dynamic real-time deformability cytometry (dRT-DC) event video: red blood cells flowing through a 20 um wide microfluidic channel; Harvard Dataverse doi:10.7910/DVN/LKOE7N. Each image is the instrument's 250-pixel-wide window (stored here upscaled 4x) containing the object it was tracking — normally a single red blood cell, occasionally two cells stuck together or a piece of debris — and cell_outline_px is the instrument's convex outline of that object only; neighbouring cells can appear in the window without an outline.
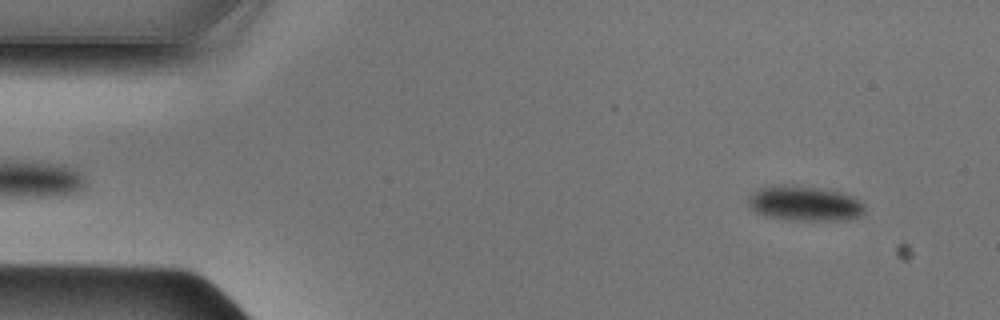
{"species": "Egyptian fruit bat (a non-hibernating species)", "species_latin": "Rousettus aegyptiacus", "temperature_condition": "cold", "stored_images_in_passage": 48, "camera_frame_rate_fps": 3000, "um_per_image_px": 0.085, "animal": {"sex": "male"}, "frame": {"image": 1, "passage_image": 4, "time_ms": 1.0, "image_size_px": [1000, 320], "cell_outline_px": [[864, 212], [860, 216], [844, 220], [788, 220], [764, 216], [756, 212], [748, 204], [748, 196], [752, 192], [760, 188], [772, 184], [792, 184], [820, 188], [840, 192], [852, 196], [860, 200], [864, 204]], "centroid_in_image_um": [68.36, 17.28], "position_along_channel_um": 16.6, "area_um2": 24.1}}
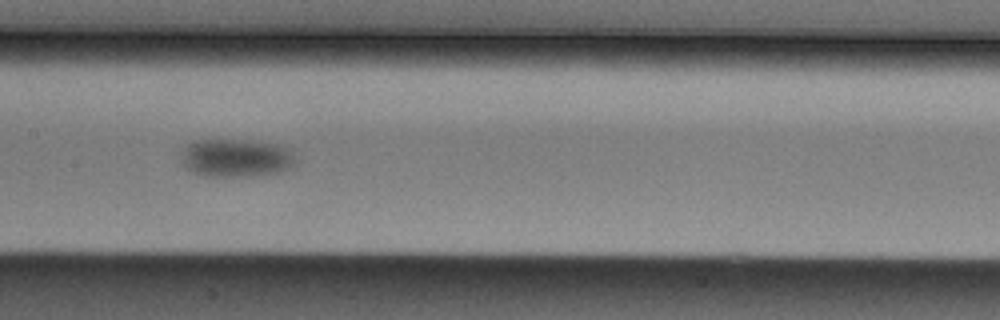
{"frame": {"image": 2, "passage_image": 23, "time_ms": 7.333, "image_size_px": [1000, 320], "cell_outline_px": [[296, 164], [280, 172], [252, 176], [204, 176], [188, 168], [180, 160], [180, 152], [192, 140], [244, 140], [276, 144], [288, 148], [292, 152], [296, 160]], "centroid_in_image_um": [20.06, 13.42], "position_along_channel_um": 187.3, "area_um2": 25.43}}
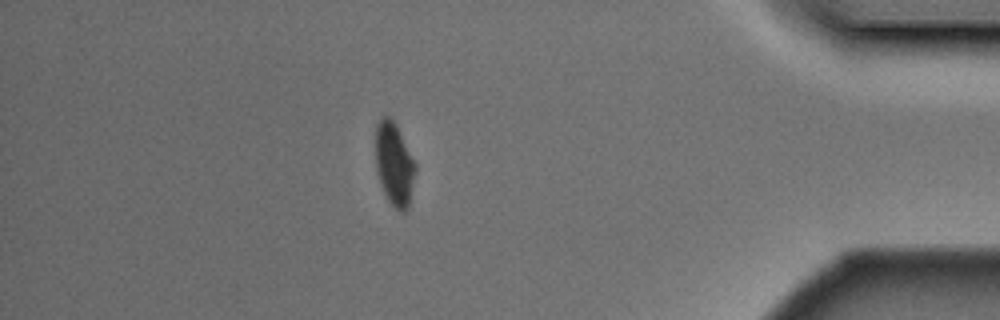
{"frame": {"image": 3, "passage_image": 42, "time_ms": 13.667, "image_size_px": [1000, 320], "cell_outline_px": [[416, 168], [408, 208], [404, 212], [400, 212], [388, 200], [380, 184], [376, 168], [376, 124], [384, 116], [388, 116], [396, 124], [416, 164]], "centroid_in_image_um": [33.51, 13.95], "position_along_channel_um": 401.7, "area_um2": 19.07}}